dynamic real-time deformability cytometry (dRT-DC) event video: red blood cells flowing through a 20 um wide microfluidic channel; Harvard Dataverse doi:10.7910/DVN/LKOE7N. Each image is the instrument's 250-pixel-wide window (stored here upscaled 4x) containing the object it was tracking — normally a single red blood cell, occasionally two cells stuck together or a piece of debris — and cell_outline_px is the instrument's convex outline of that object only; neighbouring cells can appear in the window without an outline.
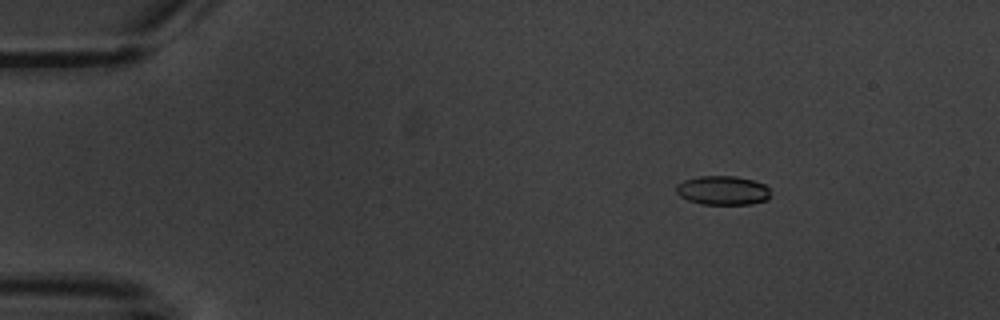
{"species": "common noctule bat (a hibernating species)", "species_latin": "Nyctalus noctula", "temperature_condition": "warm", "stored_images_in_passage": 3, "camera_frame_rate_fps": 3000, "um_per_image_px": 0.085, "animal": {"sex": "male", "body_mass_g": 20.1, "forearm_length_mm": 53.5}, "frame": {"image": 1, "passage_image": 1, "time_ms": 0.0, "image_size_px": [1000, 320], "cell_outline_px": [[772, 196], [768, 200], [752, 204], [704, 204], [688, 200], [680, 196], [676, 192], [676, 184], [684, 180], [700, 176], [736, 176], [752, 180], [764, 184], [768, 188]], "centroid_in_image_um": [61.46, 16.18], "position_along_channel_um": 23.5, "area_um2": 16.07}}
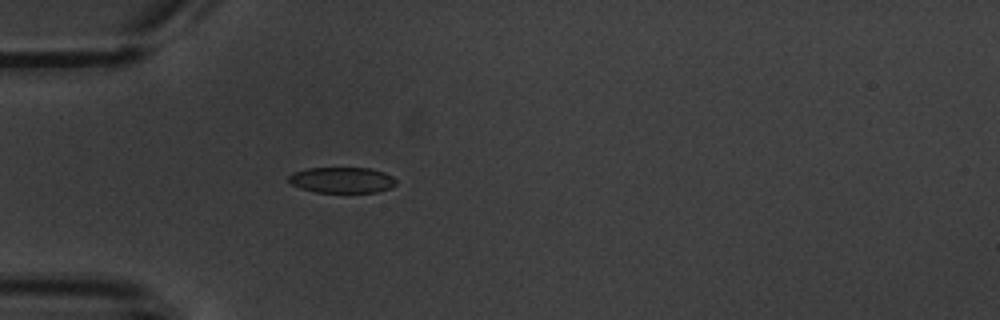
{"frame": {"image": 2, "passage_image": 3, "time_ms": 3.0, "image_size_px": [1000, 320], "cell_outline_px": [[396, 184], [392, 188], [376, 192], [316, 192], [300, 188], [292, 184], [288, 180], [288, 176], [292, 172], [308, 168], [372, 168], [384, 172], [392, 176], [396, 180]], "centroid_in_image_um": [29.08, 15.3], "position_along_channel_um": 55.9, "area_um2": 16.24}}